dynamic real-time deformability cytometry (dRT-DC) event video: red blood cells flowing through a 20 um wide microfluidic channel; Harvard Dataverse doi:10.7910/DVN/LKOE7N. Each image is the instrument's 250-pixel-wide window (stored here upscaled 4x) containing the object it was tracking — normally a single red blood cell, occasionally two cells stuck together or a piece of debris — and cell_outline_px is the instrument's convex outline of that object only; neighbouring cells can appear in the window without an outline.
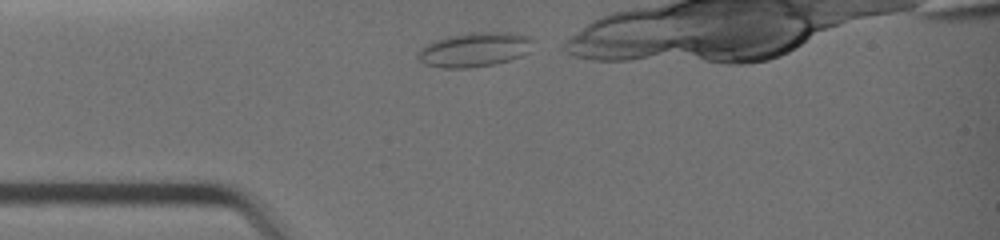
{"species": "common noctule bat (a hibernating species)", "species_latin": "Nyctalus noctula", "temperature_condition": "warm", "stored_images_in_passage": 11, "camera_frame_rate_fps": 3000, "um_per_image_px": 0.085, "animal": {"sex": "female", "body_mass_g": 19.0, "forearm_length_mm": 51.5}, "frame": {"image": 1, "passage_image": 1, "time_ms": 0.0, "image_size_px": [1000, 240], "cell_outline_px": [[532, 40], [528, 52], [520, 56], [508, 60], [492, 64], [468, 68], [440, 68], [424, 64], [416, 56], [416, 52], [420, 48], [432, 40], [448, 36], [468, 32], [508, 32], [528, 36]], "centroid_in_image_um": [40.25, 4.21], "position_along_channel_um": 44.8, "area_um2": 23.12}}
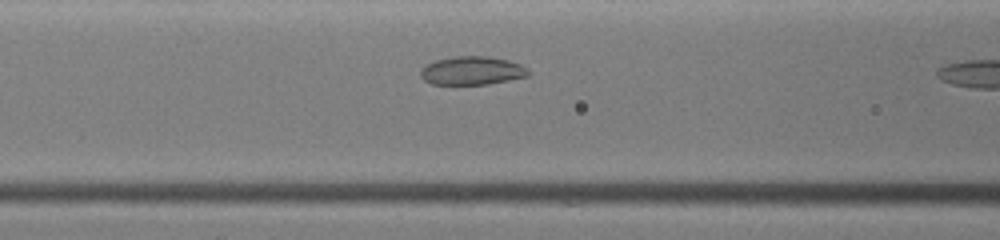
{"frame": {"image": 2, "passage_image": 7, "time_ms": 2.0, "image_size_px": [1000, 240], "cell_outline_px": [[528, 76], [488, 84], [432, 84], [424, 80], [420, 76], [420, 68], [436, 60], [452, 56], [488, 56], [508, 60], [520, 64], [528, 68]], "centroid_in_image_um": [40.1, 6.0], "position_along_channel_um": 126.5, "area_um2": 17.86}}
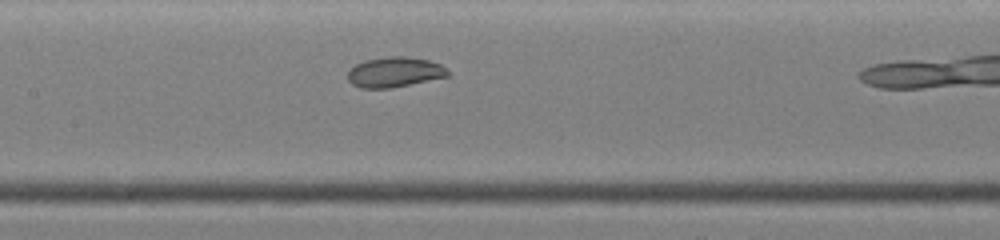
{"frame": {"image": 3, "passage_image": 10, "time_ms": 3.0, "image_size_px": [1000, 240], "cell_outline_px": [[448, 76], [392, 88], [360, 88], [352, 84], [348, 80], [348, 68], [364, 60], [388, 56], [408, 56], [428, 60], [440, 64], [448, 68]], "centroid_in_image_um": [33.51, 6.12], "position_along_channel_um": 173.9, "area_um2": 17.74}}